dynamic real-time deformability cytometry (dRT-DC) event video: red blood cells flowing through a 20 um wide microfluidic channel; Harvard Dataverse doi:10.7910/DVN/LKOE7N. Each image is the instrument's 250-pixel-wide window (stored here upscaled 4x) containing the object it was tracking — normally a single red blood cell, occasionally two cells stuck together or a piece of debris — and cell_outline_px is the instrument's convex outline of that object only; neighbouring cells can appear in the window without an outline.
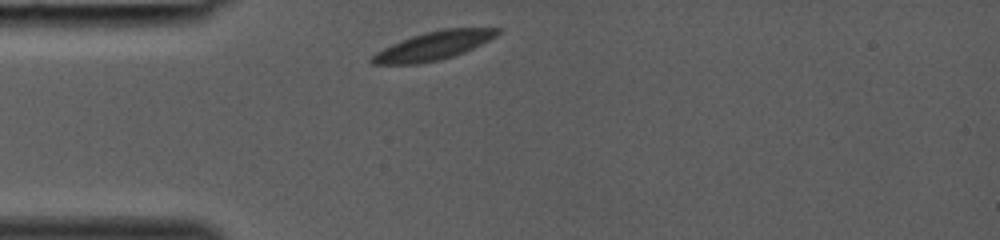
{"species": "common noctule bat (a hibernating species)", "species_latin": "Nyctalus noctula", "temperature_condition": "room temperature", "stored_images_in_passage": 26, "camera_frame_rate_fps": 3000, "um_per_image_px": 0.085, "animal": {"sex": "female", "body_mass_g": 19.0, "forearm_length_mm": 53.3}, "frame": {"image": 1, "passage_image": 1, "time_ms": 0.0, "image_size_px": [1000, 240], "cell_outline_px": [[500, 32], [496, 36], [464, 52], [440, 60], [420, 64], [372, 64], [368, 60], [376, 52], [392, 44], [412, 36], [444, 28], [500, 28]], "centroid_in_image_um": [36.82, 3.9], "position_along_channel_um": 48.2, "area_um2": 20.52}}
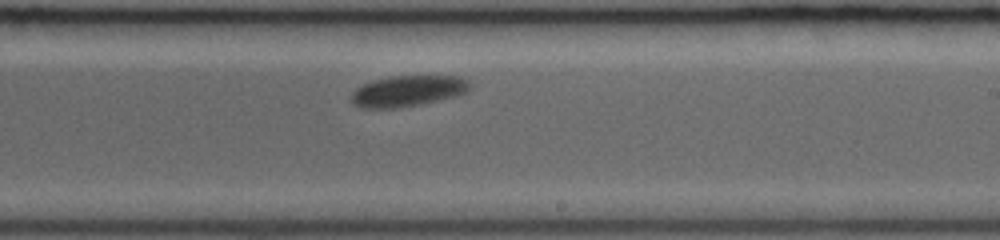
{"frame": {"image": 2, "passage_image": 15, "time_ms": 4.667, "image_size_px": [1000, 240], "cell_outline_px": [[472, 88], [468, 92], [420, 104], [396, 108], [364, 108], [352, 104], [352, 92], [356, 88], [372, 80], [392, 76], [456, 76], [468, 80], [472, 84]], "centroid_in_image_um": [34.67, 7.72], "position_along_channel_um": 254.3, "area_um2": 21.27}}
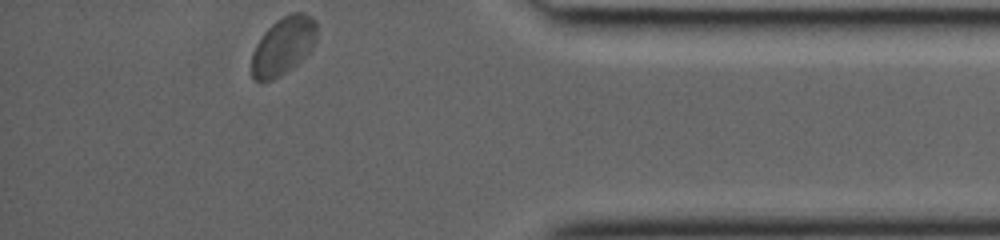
{"frame": {"image": 3, "passage_image": 26, "time_ms": 8.333, "image_size_px": [1000, 240], "cell_outline_px": [[316, 40], [312, 48], [300, 60], [284, 72], [272, 80], [252, 80], [252, 52], [256, 44], [264, 32], [276, 20], [292, 12], [304, 12], [312, 16], [316, 20]], "centroid_in_image_um": [24.08, 3.86], "position_along_channel_um": 411.1, "area_um2": 21.68}}